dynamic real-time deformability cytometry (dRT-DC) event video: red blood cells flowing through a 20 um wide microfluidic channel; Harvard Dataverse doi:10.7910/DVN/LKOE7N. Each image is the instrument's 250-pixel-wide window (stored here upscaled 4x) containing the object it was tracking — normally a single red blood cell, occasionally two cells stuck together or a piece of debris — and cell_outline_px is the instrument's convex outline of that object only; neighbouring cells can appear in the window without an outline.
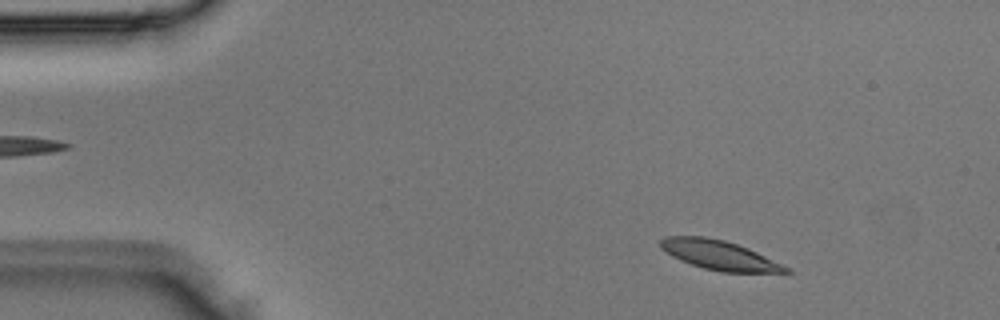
{"species": "Egyptian fruit bat (a non-hibernating species)", "species_latin": "Rousettus aegyptiacus", "temperature_condition": "room temperature", "stored_images_in_passage": 4, "segment_of_instrument_passage": [1, 2], "camera_frame_rate_fps": 3000, "um_per_image_px": 0.085, "animal": {"sex": "male"}, "frame": {"image": 1, "passage_image": 1, "time_ms": 0.0, "image_size_px": [1000, 320], "cell_outline_px": [[792, 272], [720, 272], [704, 268], [680, 260], [672, 256], [660, 248], [660, 240], [664, 236], [704, 236], [724, 240], [748, 248], [792, 268]], "centroid_in_image_um": [61.15, 21.68], "position_along_channel_um": 23.9, "area_um2": 21.44}}
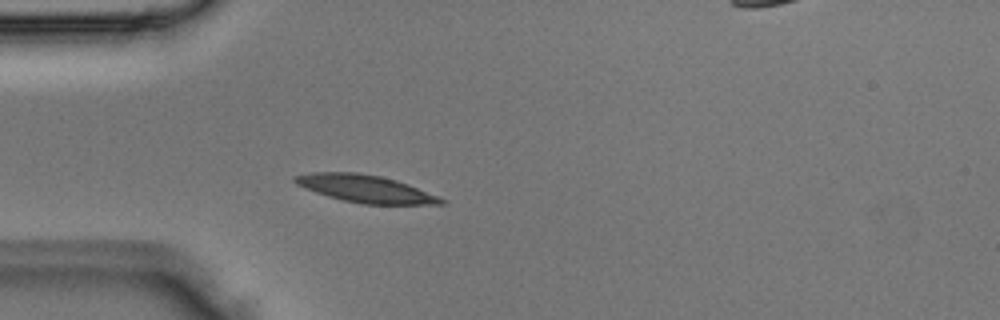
{"frame": {"image": 2, "passage_image": 3, "time_ms": 0.667, "image_size_px": [1000, 320], "cell_outline_px": [[448, 200], [444, 204], [364, 204], [344, 200], [328, 196], [304, 188], [296, 184], [292, 180], [292, 176], [312, 172], [356, 172], [380, 176], [396, 180], [408, 184], [440, 196]], "centroid_in_image_um": [31.08, 16.04], "position_along_channel_um": 53.9, "area_um2": 23.41}}